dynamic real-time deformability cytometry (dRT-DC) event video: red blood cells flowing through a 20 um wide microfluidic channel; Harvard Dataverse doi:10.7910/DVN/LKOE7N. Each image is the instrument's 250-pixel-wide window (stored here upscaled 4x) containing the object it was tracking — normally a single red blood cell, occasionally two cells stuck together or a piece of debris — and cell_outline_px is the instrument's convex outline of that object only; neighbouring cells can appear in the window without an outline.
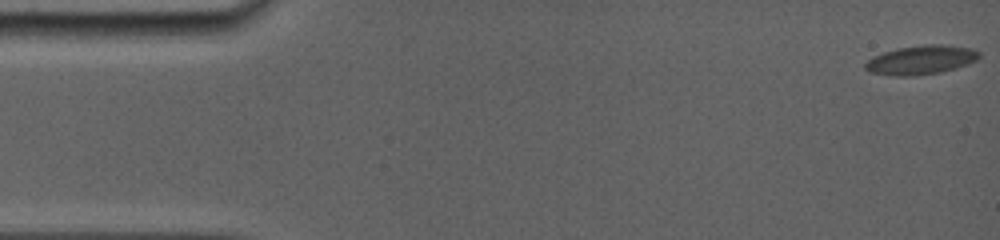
{"species": "common noctule bat (a hibernating species)", "species_latin": "Nyctalus noctula", "temperature_condition": "room temperature", "stored_images_in_passage": 111, "camera_frame_rate_fps": 5000, "um_per_image_px": 0.085, "animal": {"sex": "female", "body_mass_g": 19.0, "forearm_length_mm": 56.7}, "frame": {"image": 1, "passage_image": 1, "time_ms": 0.0, "image_size_px": [1000, 240], "cell_outline_px": [[980, 56], [976, 60], [940, 72], [912, 76], [896, 76], [872, 72], [864, 68], [864, 64], [868, 60], [884, 52], [896, 48], [924, 44], [944, 44], [972, 48], [980, 52]], "centroid_in_image_um": [78.28, 5.07], "position_along_channel_um": 6.7, "area_um2": 19.02}}
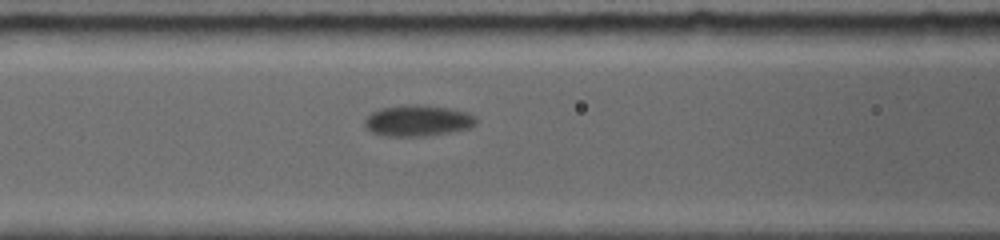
{"frame": {"image": 2, "passage_image": 51, "time_ms": 6.8, "image_size_px": [1000, 240], "cell_outline_px": [[476, 124], [468, 128], [452, 132], [428, 136], [384, 136], [372, 132], [364, 124], [364, 120], [372, 112], [380, 108], [404, 104], [416, 104], [448, 108], [468, 112], [476, 116]], "centroid_in_image_um": [35.52, 10.25], "position_along_channel_um": 131.1, "area_um2": 20.35}}
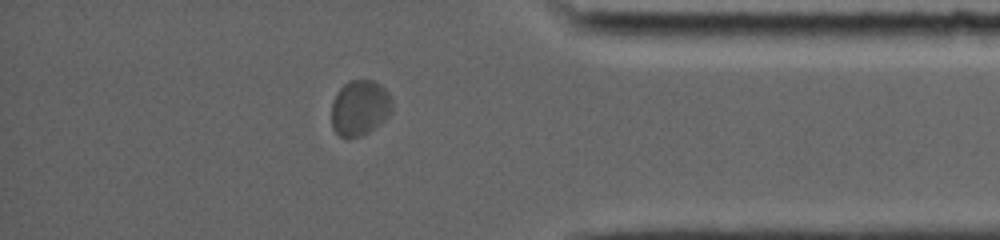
{"frame": {"image": 3, "passage_image": 100, "time_ms": 14.4, "image_size_px": [1000, 240], "cell_outline_px": [[392, 112], [380, 124], [368, 132], [360, 136], [340, 136], [332, 128], [332, 100], [336, 92], [348, 80], [372, 80], [380, 84], [388, 92], [392, 100]], "centroid_in_image_um": [30.59, 9.14], "position_along_channel_um": 404.6, "area_um2": 19.65}, "authors_computed_cell_mechanics": {"area_um2": 18.9584, "velocity_mm_per_s": 3.7314, "shape_relaxation_time_tau1_ms": 1.7408, "shape_relaxation_time_tau2_ms": null, "deformation_change_tau1": 0.0914, "deformation_change_tau2": null}}